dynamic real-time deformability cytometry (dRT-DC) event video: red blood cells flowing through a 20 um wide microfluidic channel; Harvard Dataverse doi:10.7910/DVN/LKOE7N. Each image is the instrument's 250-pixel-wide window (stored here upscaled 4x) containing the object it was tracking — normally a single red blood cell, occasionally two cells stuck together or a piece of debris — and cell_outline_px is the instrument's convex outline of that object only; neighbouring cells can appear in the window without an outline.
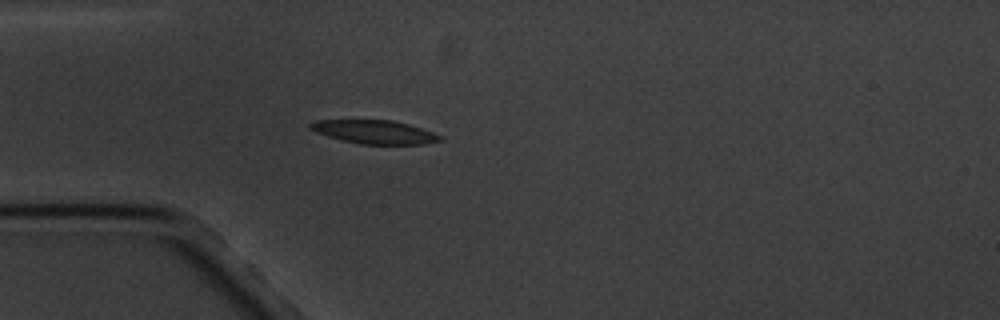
{"species": "common noctule bat (a hibernating species)", "species_latin": "Nyctalus noctula", "temperature_condition": "cold", "stored_images_in_passage": 3, "camera_frame_rate_fps": 3000, "um_per_image_px": 0.085, "animal": {"sex": "male", "body_mass_g": 20.1, "forearm_length_mm": 53.5}, "frame": {"image": 1, "passage_image": 3, "time_ms": 3.333, "image_size_px": [1000, 320], "cell_outline_px": [[444, 140], [424, 144], [360, 144], [340, 140], [316, 132], [308, 128], [308, 124], [316, 120], [392, 120], [408, 124], [432, 132], [440, 136]], "centroid_in_image_um": [31.8, 11.22], "position_along_channel_um": 53.2, "area_um2": 17.74}}